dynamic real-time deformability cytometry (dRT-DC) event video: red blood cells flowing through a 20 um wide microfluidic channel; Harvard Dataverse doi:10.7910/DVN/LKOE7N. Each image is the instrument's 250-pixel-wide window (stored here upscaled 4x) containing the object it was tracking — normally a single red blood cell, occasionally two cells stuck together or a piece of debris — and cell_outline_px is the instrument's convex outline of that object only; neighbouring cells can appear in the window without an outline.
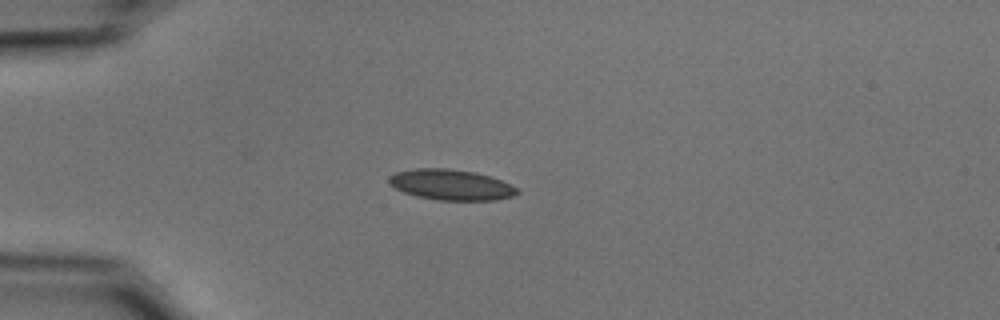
{"species": "common noctule bat (a hibernating species)", "species_latin": "Nyctalus noctula", "temperature_condition": "cold", "stored_images_in_passage": 11, "camera_frame_rate_fps": 3000, "um_per_image_px": 0.085, "animal": {"sex": "male", "body_mass_g": 15.6}, "frame": {"image": 1, "passage_image": 1, "time_ms": 0.0, "image_size_px": [1000, 320], "cell_outline_px": [[520, 192], [512, 196], [496, 200], [436, 200], [416, 196], [404, 192], [396, 188], [388, 180], [388, 176], [396, 172], [412, 168], [448, 168], [476, 172], [500, 180], [516, 188]], "centroid_in_image_um": [38.31, 15.7], "position_along_channel_um": 46.7, "area_um2": 22.77}}
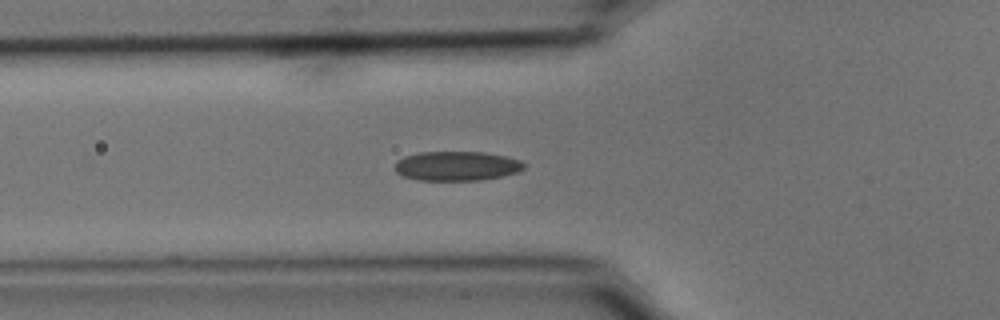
{"frame": {"image": 2, "passage_image": 6, "time_ms": 1.667, "image_size_px": [1000, 320], "cell_outline_px": [[524, 168], [516, 172], [504, 176], [480, 180], [416, 180], [404, 176], [396, 172], [396, 160], [404, 156], [420, 152], [484, 152], [504, 156], [520, 160], [524, 164]], "centroid_in_image_um": [38.81, 14.11], "position_along_channel_um": 87.0, "area_um2": 22.08}}